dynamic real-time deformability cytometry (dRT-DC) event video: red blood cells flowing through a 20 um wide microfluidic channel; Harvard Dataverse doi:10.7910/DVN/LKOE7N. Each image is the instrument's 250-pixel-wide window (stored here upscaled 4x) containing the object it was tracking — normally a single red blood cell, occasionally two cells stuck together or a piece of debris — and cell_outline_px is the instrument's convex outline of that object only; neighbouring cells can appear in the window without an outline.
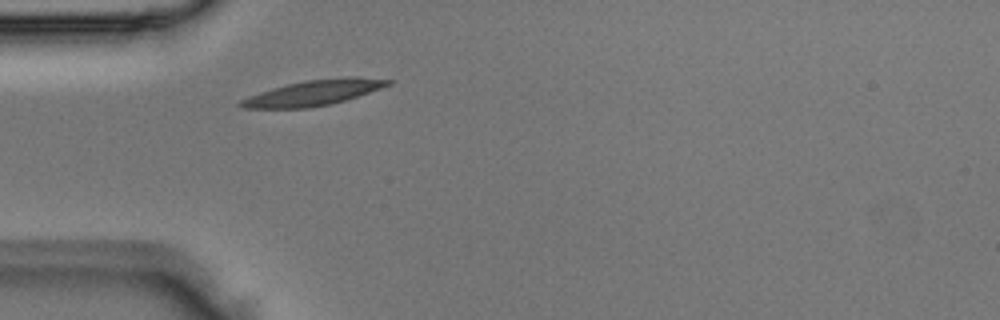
{"species": "Egyptian fruit bat (a non-hibernating species)", "species_latin": "Rousettus aegyptiacus", "temperature_condition": "room temperature", "stored_images_in_passage": 1, "camera_frame_rate_fps": 3000, "um_per_image_px": 0.085, "animal": {"sex": "male"}, "frame": {"image": 1, "passage_image": 1, "time_ms": 0.0, "image_size_px": [1000, 320], "cell_outline_px": [[396, 80], [392, 84], [344, 100], [328, 104], [308, 108], [244, 108], [236, 104], [240, 100], [248, 96], [272, 88], [288, 84], [308, 80], [348, 76], [356, 76]], "centroid_in_image_um": [26.66, 7.87], "position_along_channel_um": 58.3, "area_um2": 21.62}}